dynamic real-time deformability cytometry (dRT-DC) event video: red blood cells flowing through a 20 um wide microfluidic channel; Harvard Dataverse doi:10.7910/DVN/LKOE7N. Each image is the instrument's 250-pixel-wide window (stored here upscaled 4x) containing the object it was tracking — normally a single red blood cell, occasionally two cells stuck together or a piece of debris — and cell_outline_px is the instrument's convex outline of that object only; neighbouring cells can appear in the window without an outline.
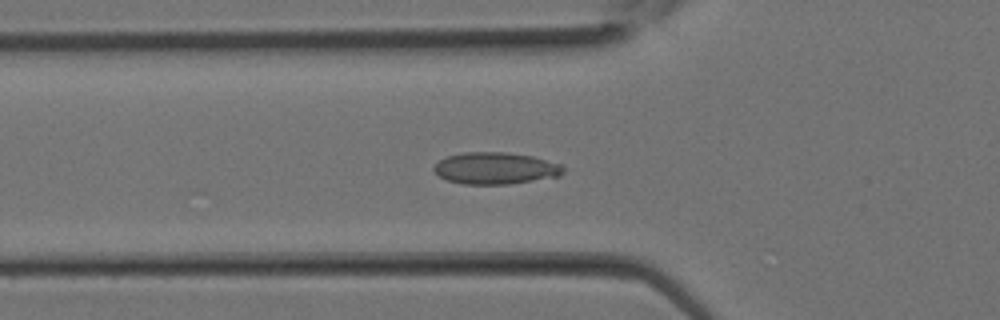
{"species": "Egyptian fruit bat (a non-hibernating species)", "species_latin": "Rousettus aegyptiacus", "temperature_condition": "room temperature", "stored_images_in_passage": 14, "camera_frame_rate_fps": 3000, "um_per_image_px": 0.085, "animal": {"sex": "female"}, "frame": {"image": 1, "passage_image": 6, "time_ms": 1.667, "image_size_px": [1000, 320], "cell_outline_px": [[564, 172], [560, 176], [508, 184], [464, 184], [448, 180], [440, 176], [432, 168], [440, 160], [448, 156], [464, 152], [504, 152], [532, 156], [564, 164]], "centroid_in_image_um": [42.16, 14.3], "position_along_channel_um": 83.6, "area_um2": 23.93}}
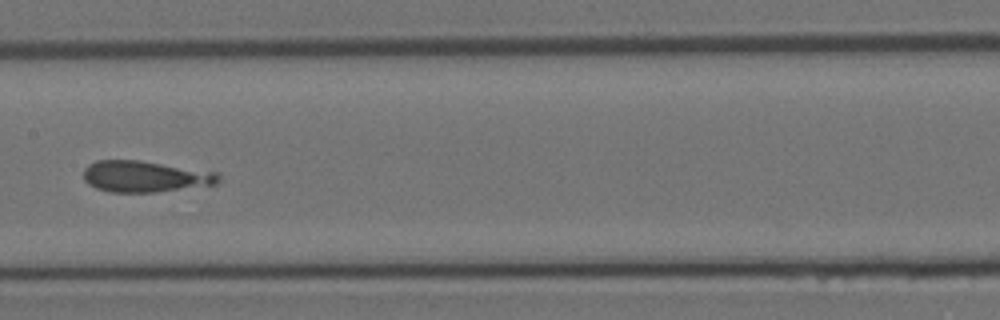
{"frame": {"image": 2, "passage_image": 11, "time_ms": 3.333, "image_size_px": [1000, 320], "cell_outline_px": [[220, 180], [216, 184], [156, 192], [112, 192], [96, 188], [88, 184], [84, 180], [84, 168], [88, 164], [96, 160], [140, 160], [220, 172]], "centroid_in_image_um": [12.34, 14.99], "position_along_channel_um": 195.1, "area_um2": 24.8}}
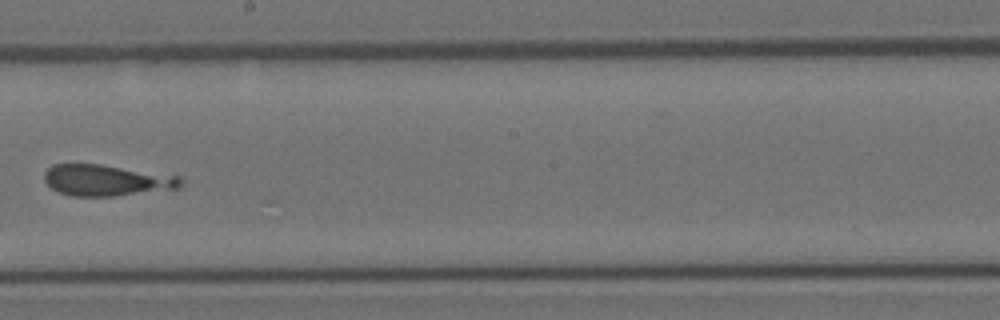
{"frame": {"image": 3, "passage_image": 13, "time_ms": 4.0, "image_size_px": [1000, 320], "cell_outline_px": [[184, 184], [180, 188], [116, 196], [72, 196], [60, 192], [52, 188], [44, 180], [44, 172], [52, 164], [100, 164], [184, 176]], "centroid_in_image_um": [9.13, 15.32], "position_along_channel_um": 239.1, "area_um2": 25.14}}